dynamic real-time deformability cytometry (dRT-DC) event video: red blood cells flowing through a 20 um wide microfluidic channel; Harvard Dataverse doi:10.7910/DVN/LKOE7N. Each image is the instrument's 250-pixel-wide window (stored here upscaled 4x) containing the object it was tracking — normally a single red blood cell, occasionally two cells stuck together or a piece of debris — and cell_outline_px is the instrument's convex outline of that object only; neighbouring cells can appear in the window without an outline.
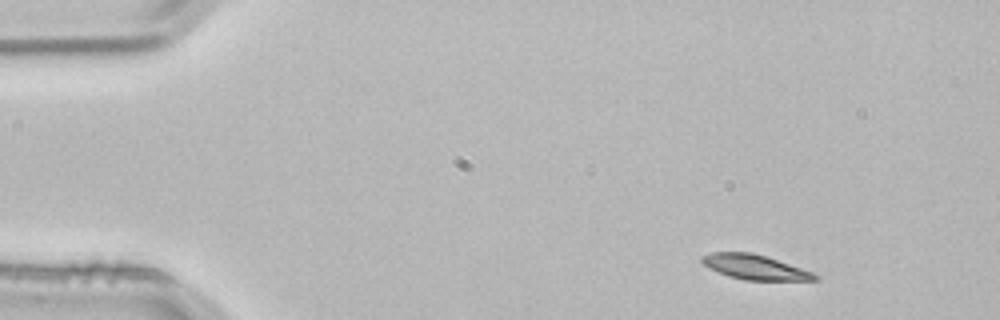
{"species": "common noctule bat (a hibernating species)", "species_latin": "Nyctalus noctula", "temperature_condition": "room temperature", "stored_images_in_passage": 3, "camera_frame_rate_fps": 3000, "um_per_image_px": 0.085, "animal": {"sex": "male", "body_mass_g": 21.5, "forearm_length_mm": 52.0}, "frame": {"image": 1, "passage_image": 1, "time_ms": 0.0, "image_size_px": [1000, 320], "cell_outline_px": [[820, 280], [744, 280], [728, 276], [708, 268], [700, 260], [700, 256], [712, 252], [752, 252], [812, 272], [820, 276]], "centroid_in_image_um": [64.12, 22.71], "position_along_channel_um": 20.9, "area_um2": 16.18}}
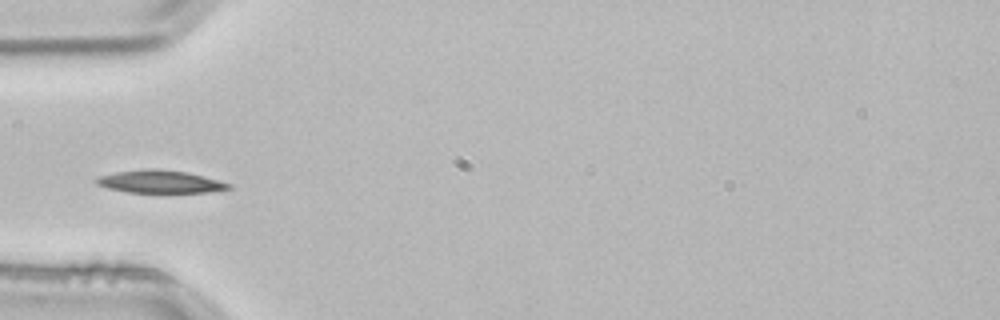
{"frame": {"image": 2, "passage_image": 3, "time_ms": 0.667, "image_size_px": [1000, 320], "cell_outline_px": [[232, 188], [208, 192], [128, 192], [108, 188], [96, 184], [92, 180], [100, 176], [116, 172], [144, 168], [156, 168], [188, 172], [204, 176], [232, 184]], "centroid_in_image_um": [13.59, 15.43], "position_along_channel_um": 71.4, "area_um2": 17.57}}